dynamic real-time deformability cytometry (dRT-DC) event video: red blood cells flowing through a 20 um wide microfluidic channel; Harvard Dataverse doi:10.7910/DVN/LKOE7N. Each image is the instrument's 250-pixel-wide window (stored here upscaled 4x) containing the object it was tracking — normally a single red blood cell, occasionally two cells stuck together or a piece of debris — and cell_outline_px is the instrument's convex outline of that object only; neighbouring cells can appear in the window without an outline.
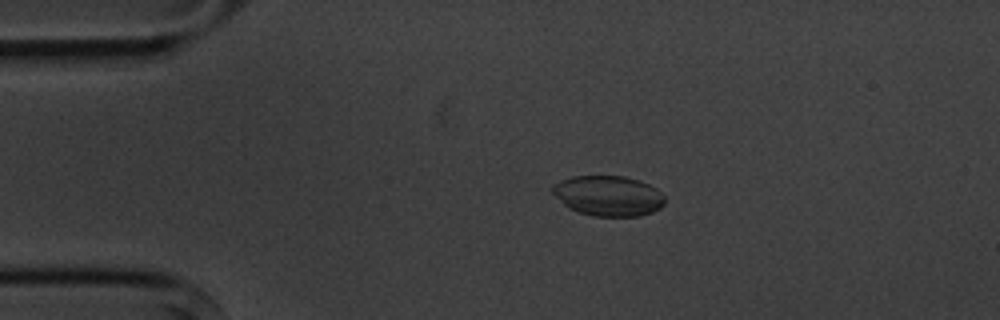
{"species": "common noctule bat (a hibernating species)", "species_latin": "Nyctalus noctula", "temperature_condition": "cold", "stored_images_in_passage": 4, "camera_frame_rate_fps": 3000, "um_per_image_px": 0.085, "animal": {"sex": "male", "body_mass_g": 20.1, "forearm_length_mm": 53.5}, "frame": {"image": 1, "passage_image": 3, "time_ms": 2.333, "image_size_px": [1000, 320], "cell_outline_px": [[664, 204], [660, 208], [652, 212], [640, 216], [592, 216], [568, 208], [552, 192], [552, 184], [560, 180], [572, 176], [624, 176], [640, 180], [656, 188], [664, 196]], "centroid_in_image_um": [51.7, 16.64], "position_along_channel_um": 33.3, "area_um2": 26.41}}